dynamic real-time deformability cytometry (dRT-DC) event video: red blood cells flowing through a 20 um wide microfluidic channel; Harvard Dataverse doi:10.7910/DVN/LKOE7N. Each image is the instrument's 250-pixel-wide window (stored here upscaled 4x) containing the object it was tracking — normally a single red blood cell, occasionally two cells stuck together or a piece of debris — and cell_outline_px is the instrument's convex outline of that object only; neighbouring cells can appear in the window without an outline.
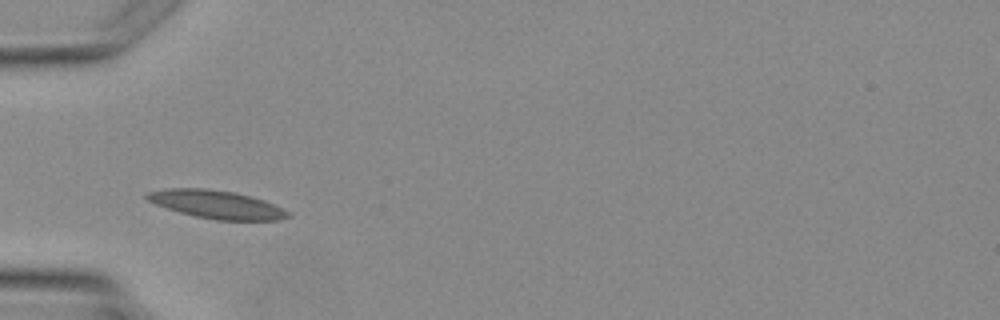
{"species": "Egyptian fruit bat (a non-hibernating species)", "species_latin": "Rousettus aegyptiacus", "temperature_condition": "warm", "stored_images_in_passage": 2, "camera_frame_rate_fps": 3000, "um_per_image_px": 0.085, "animal": {"sex": "female"}, "frame": {"image": 1, "passage_image": 1, "time_ms": 0.0, "image_size_px": [1000, 320], "cell_outline_px": [[292, 216], [280, 220], [216, 220], [196, 216], [180, 212], [156, 204], [148, 200], [144, 196], [148, 192], [168, 188], [208, 188], [236, 192], [252, 196], [264, 200], [288, 212]], "centroid_in_image_um": [18.42, 17.37], "position_along_channel_um": 66.6, "area_um2": 23.0}}
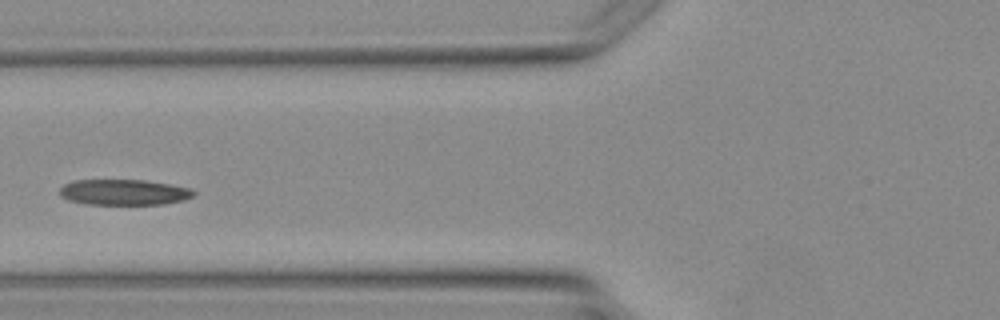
{"frame": {"image": 2, "passage_image": 2, "time_ms": 1.0, "image_size_px": [1000, 320], "cell_outline_px": [[196, 192], [192, 196], [184, 200], [164, 204], [88, 204], [68, 200], [60, 196], [60, 188], [64, 184], [72, 180], [144, 180], [172, 184], [192, 188]], "centroid_in_image_um": [10.55, 16.33], "position_along_channel_um": 115.3, "area_um2": 20.17}}